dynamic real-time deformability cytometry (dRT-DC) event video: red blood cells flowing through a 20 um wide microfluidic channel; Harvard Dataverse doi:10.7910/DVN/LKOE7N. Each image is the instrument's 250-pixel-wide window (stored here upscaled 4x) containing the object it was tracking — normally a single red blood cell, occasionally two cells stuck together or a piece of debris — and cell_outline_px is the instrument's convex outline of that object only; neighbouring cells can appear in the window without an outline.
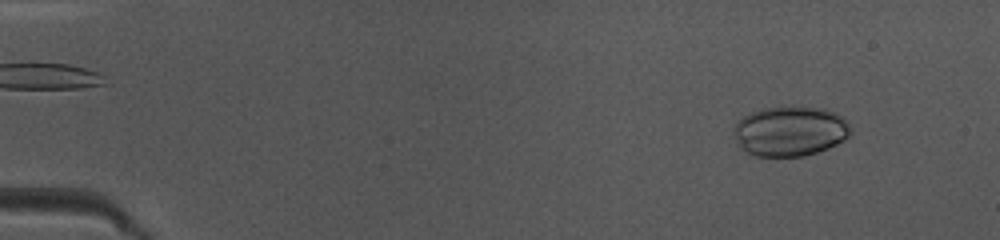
{"species": "common noctule bat (a hibernating species)", "species_latin": "Nyctalus noctula", "temperature_condition": "warm", "stored_images_in_passage": 47, "camera_frame_rate_fps": 3000, "um_per_image_px": 0.085, "animal": {"sex": "female", "body_mass_g": 10.0, "forearm_length_mm": 53.1}, "frame": {"image": 1, "passage_image": 4, "time_ms": 1.0, "image_size_px": [1000, 240], "cell_outline_px": [[852, 132], [844, 140], [828, 148], [804, 156], [756, 156], [740, 148], [736, 136], [736, 124], [744, 116], [752, 112], [764, 108], [824, 108], [836, 112], [844, 116]], "centroid_in_image_um": [67.22, 11.16], "position_along_channel_um": 17.8, "area_um2": 33.47}}
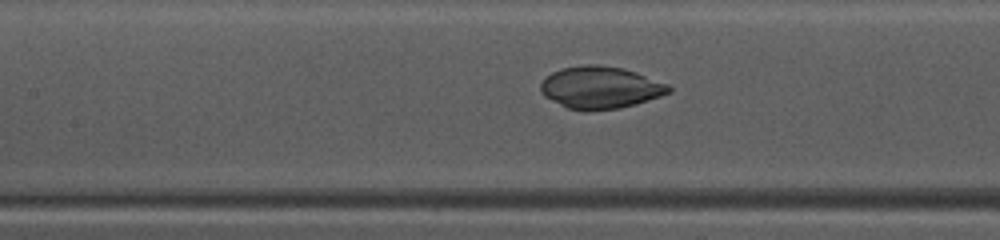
{"frame": {"image": 2, "passage_image": 21, "time_ms": 6.667, "image_size_px": [1000, 240], "cell_outline_px": [[672, 92], [636, 104], [620, 108], [588, 112], [584, 112], [568, 108], [544, 96], [540, 92], [540, 84], [552, 72], [560, 68], [584, 64], [600, 64], [624, 68], [636, 72], [668, 84], [672, 88]], "centroid_in_image_um": [51.03, 7.44], "position_along_channel_um": 156.4, "area_um2": 31.85}}
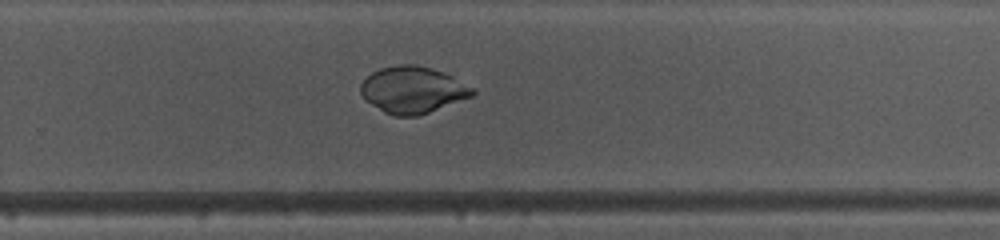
{"frame": {"image": 3, "passage_image": 31, "time_ms": 10.0, "image_size_px": [1000, 240], "cell_outline_px": [[476, 92], [472, 96], [428, 112], [416, 116], [396, 116], [384, 112], [364, 100], [360, 92], [360, 84], [372, 72], [380, 68], [400, 64], [416, 64], [432, 68], [452, 76], [472, 88]], "centroid_in_image_um": [35.03, 7.63], "position_along_channel_um": 294.8, "area_um2": 30.17}}